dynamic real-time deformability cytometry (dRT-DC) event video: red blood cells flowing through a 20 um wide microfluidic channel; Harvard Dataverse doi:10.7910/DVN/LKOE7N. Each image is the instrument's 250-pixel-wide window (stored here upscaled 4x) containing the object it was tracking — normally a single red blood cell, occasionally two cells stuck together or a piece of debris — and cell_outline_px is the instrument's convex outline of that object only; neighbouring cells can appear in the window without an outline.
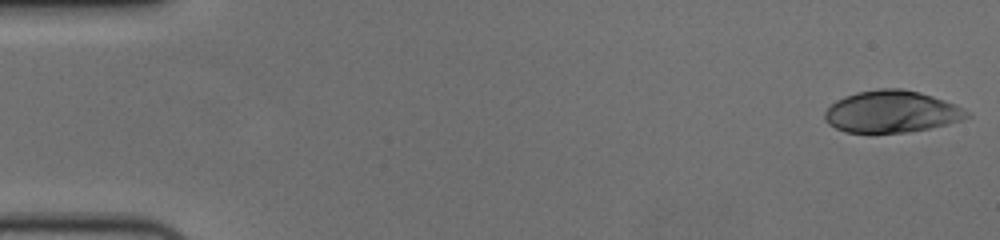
{"species": "human", "species_latin": "Homo sapiens", "temperature_condition": "cold", "stored_images_in_passage": 56, "camera_frame_rate_fps": 3000, "um_per_image_px": 0.085, "donor": {"sex": "female"}, "frame": {"image": 1, "passage_image": 1, "time_ms": 0.0, "image_size_px": [1000, 240], "cell_outline_px": [[972, 116], [964, 120], [948, 124], [908, 132], [844, 132], [828, 124], [824, 120], [824, 112], [836, 100], [844, 96], [856, 92], [880, 88], [904, 88], [920, 92], [956, 104], [972, 112]], "centroid_in_image_um": [75.82, 9.48], "position_along_channel_um": 9.2, "area_um2": 35.03}}
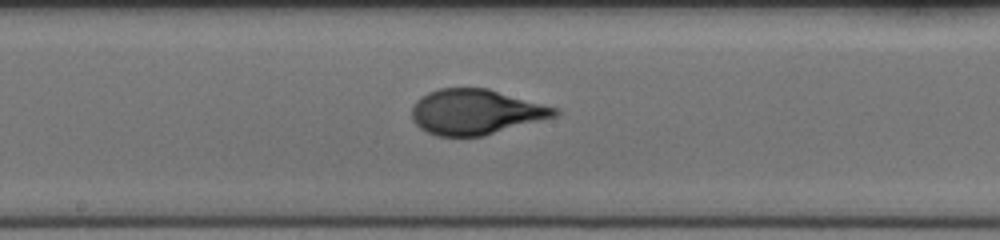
{"frame": {"image": 2, "passage_image": 30, "time_ms": 9.667, "image_size_px": [1000, 240], "cell_outline_px": [[560, 112], [556, 116], [484, 136], [436, 136], [420, 128], [412, 120], [412, 108], [416, 100], [420, 96], [428, 92], [440, 88], [488, 88], [560, 108]], "centroid_in_image_um": [40.45, 9.51], "position_along_channel_um": 207.8, "area_um2": 37.86}}
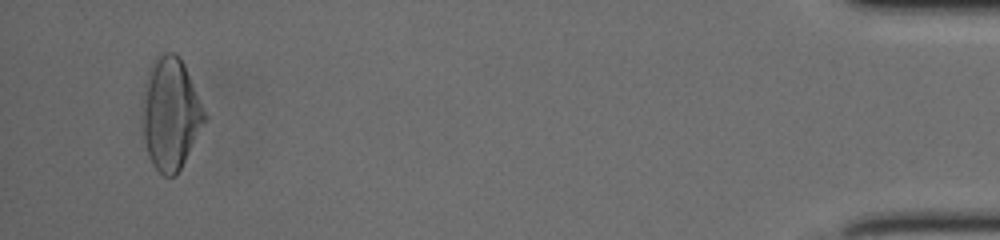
{"frame": {"image": 3, "passage_image": 54, "time_ms": 17.667, "image_size_px": [1000, 240], "cell_outline_px": [[208, 116], [180, 168], [172, 176], [164, 176], [152, 164], [148, 156], [144, 140], [144, 84], [152, 64], [156, 56], [164, 52], [176, 52], [180, 56], [184, 64]], "centroid_in_image_um": [14.51, 9.63], "position_along_channel_um": 420.7, "area_um2": 39.94}, "authors_computed_cell_mechanics": {"area_um2": 37.8012, "velocity_mm_per_s": 3.6567, "shape_relaxation_time_tau1_ms": 4.7011, "shape_relaxation_time_tau2_ms": null, "deformation_change_tau1": 0.211, "deformation_change_tau2": null}}